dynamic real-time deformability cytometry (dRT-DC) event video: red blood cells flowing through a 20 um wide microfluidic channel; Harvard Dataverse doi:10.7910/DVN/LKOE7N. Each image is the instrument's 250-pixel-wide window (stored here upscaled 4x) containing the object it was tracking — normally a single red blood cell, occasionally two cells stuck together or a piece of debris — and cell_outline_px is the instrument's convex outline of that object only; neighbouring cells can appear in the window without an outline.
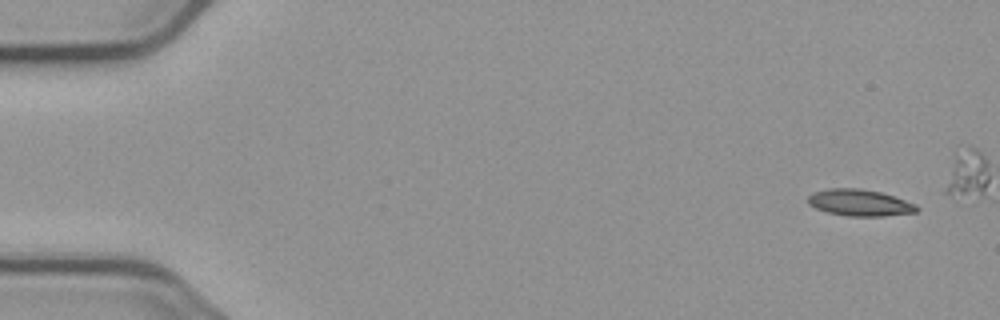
{"species": "common noctule bat (a hibernating species)", "species_latin": "Nyctalus noctula", "temperature_condition": "cold", "stored_images_in_passage": 8, "segment_of_instrument_passage": [1, 2], "camera_frame_rate_fps": 3000, "um_per_image_px": 0.085, "animal": {"sex": "male", "body_mass_g": 23.1, "forearm_length_mm": 52.7}, "frame": {"image": 1, "passage_image": 1, "time_ms": 0.0, "image_size_px": [1000, 320], "cell_outline_px": [[920, 208], [916, 212], [884, 216], [848, 216], [828, 212], [816, 208], [808, 204], [808, 196], [812, 192], [828, 188], [860, 188], [880, 192], [916, 204]], "centroid_in_image_um": [73.06, 17.22], "position_along_channel_um": 11.9, "area_um2": 16.82}}
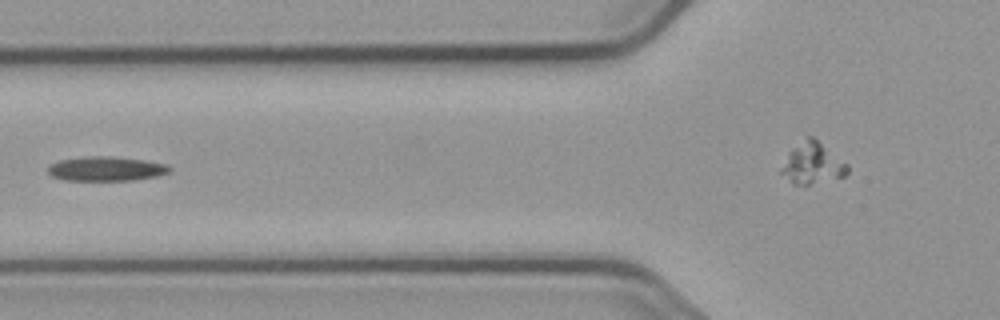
{"frame": {"image": 2, "passage_image": 6, "time_ms": 6.333, "image_size_px": [1000, 320], "cell_outline_px": [[172, 172], [156, 176], [132, 180], [64, 180], [52, 176], [48, 172], [48, 168], [52, 164], [60, 160], [88, 156], [100, 156], [144, 160], [168, 164], [172, 168]], "centroid_in_image_um": [9.06, 14.35], "position_along_channel_um": 116.7, "area_um2": 17.11}}